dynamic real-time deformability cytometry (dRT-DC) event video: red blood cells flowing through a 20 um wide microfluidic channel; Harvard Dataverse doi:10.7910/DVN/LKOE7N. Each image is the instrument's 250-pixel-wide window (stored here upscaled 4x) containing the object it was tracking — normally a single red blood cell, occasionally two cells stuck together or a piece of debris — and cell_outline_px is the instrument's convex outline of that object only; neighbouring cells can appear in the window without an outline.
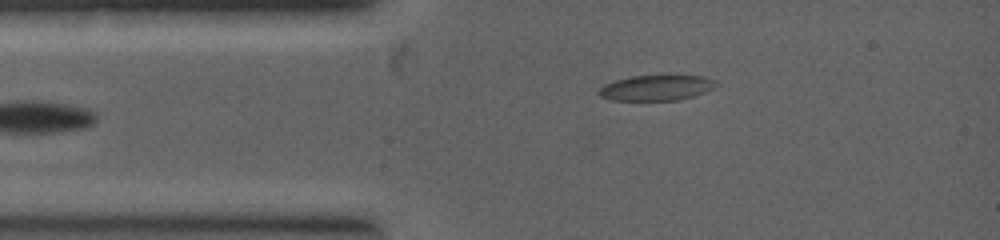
{"species": "common noctule bat (a hibernating species)", "species_latin": "Nyctalus noctula", "temperature_condition": "warm", "stored_images_in_passage": 40, "camera_frame_rate_fps": 5000, "um_per_image_px": 0.085, "animal": {"sex": "female", "body_mass_g": 19.0, "forearm_length_mm": 53.3}, "frame": {"image": 1, "passage_image": 1, "time_ms": 0.0, "image_size_px": [1000, 240], "cell_outline_px": [[716, 84], [712, 88], [704, 92], [680, 100], [612, 100], [600, 96], [596, 92], [604, 84], [616, 80], [632, 76], [704, 76], [716, 80]], "centroid_in_image_um": [55.76, 7.47], "position_along_channel_um": 29.2, "area_um2": 17.17}}
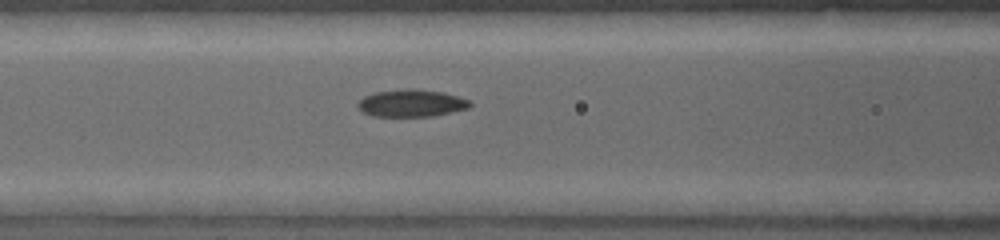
{"frame": {"image": 2, "passage_image": 10, "time_ms": 1.8, "image_size_px": [1000, 240], "cell_outline_px": [[472, 104], [468, 108], [432, 116], [372, 116], [364, 112], [360, 108], [360, 100], [364, 96], [376, 92], [440, 92], [456, 96], [468, 100]], "centroid_in_image_um": [34.99, 8.83], "position_along_channel_um": 131.6, "area_um2": 16.42}}
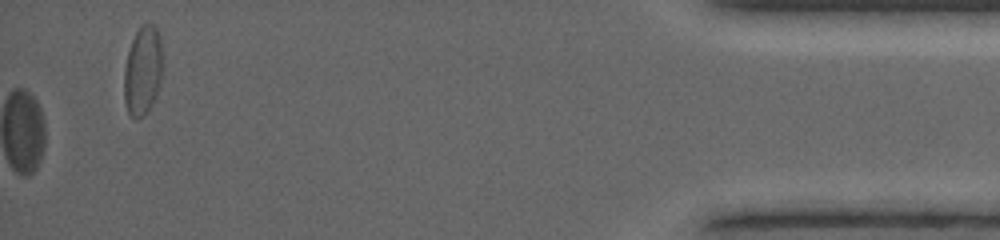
{"frame": {"image": 3, "passage_image": 40, "time_ms": 7.4, "image_size_px": [1000, 240], "cell_outline_px": [[160, 80], [152, 104], [136, 120], [128, 112], [124, 100], [124, 68], [128, 52], [132, 40], [140, 24], [144, 20], [148, 20], [156, 28], [160, 36]], "centroid_in_image_um": [12.09, 5.93], "position_along_channel_um": 423.1, "area_um2": 19.59}}